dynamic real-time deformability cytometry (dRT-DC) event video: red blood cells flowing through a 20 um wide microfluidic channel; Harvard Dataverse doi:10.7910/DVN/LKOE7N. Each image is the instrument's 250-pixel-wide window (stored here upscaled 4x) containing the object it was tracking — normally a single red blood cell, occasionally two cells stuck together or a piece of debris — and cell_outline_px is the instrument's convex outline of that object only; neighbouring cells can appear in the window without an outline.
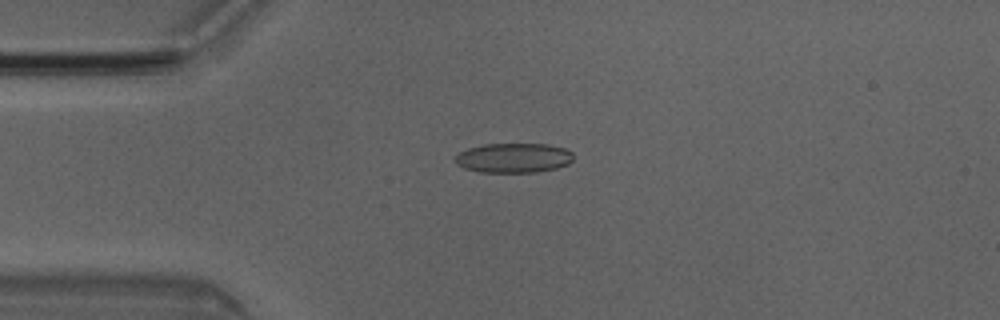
{"species": "Egyptian fruit bat (a non-hibernating species)", "species_latin": "Rousettus aegyptiacus", "temperature_condition": "room temperature", "stored_images_in_passage": 5, "camera_frame_rate_fps": 3000, "um_per_image_px": 0.085, "animal": {"sex": "male"}, "frame": {"image": 1, "passage_image": 4, "time_ms": 1.0, "image_size_px": [1000, 320], "cell_outline_px": [[572, 160], [568, 164], [556, 168], [536, 172], [480, 172], [464, 168], [456, 164], [456, 156], [460, 152], [468, 148], [484, 144], [548, 144], [564, 148], [572, 152]], "centroid_in_image_um": [43.65, 13.42], "position_along_channel_um": 41.3, "area_um2": 20.35}}